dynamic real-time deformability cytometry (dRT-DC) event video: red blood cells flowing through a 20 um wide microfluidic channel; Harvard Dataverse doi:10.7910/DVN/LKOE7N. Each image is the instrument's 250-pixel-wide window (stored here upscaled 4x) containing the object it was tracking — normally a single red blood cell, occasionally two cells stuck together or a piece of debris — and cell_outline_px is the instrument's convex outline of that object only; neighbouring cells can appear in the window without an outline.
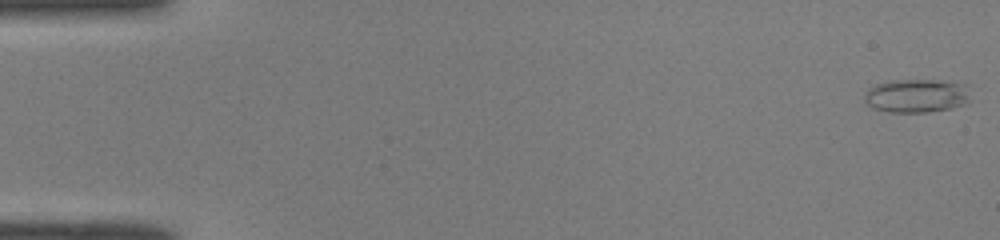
{"species": "common noctule bat (a hibernating species)", "species_latin": "Nyctalus noctula", "temperature_condition": "room temperature", "stored_images_in_passage": 50, "camera_frame_rate_fps": 3000, "um_per_image_px": 0.085, "animal": {"sex": "male", "body_mass_g": 19.0, "forearm_length_mm": 50.8}, "frame": {"image": 1, "passage_image": 1, "time_ms": 0.0, "image_size_px": [1000, 240], "cell_outline_px": [[968, 104], [952, 108], [928, 112], [888, 112], [872, 108], [864, 100], [864, 96], [868, 88], [876, 84], [888, 80], [956, 80], [968, 84]], "centroid_in_image_um": [77.95, 8.12], "position_along_channel_um": 7.1, "area_um2": 21.27}}
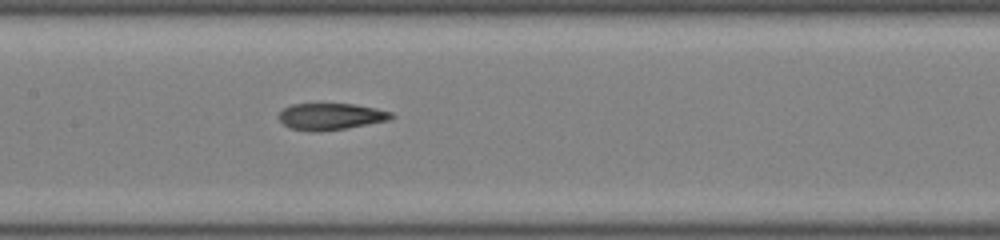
{"frame": {"image": 2, "passage_image": 25, "time_ms": 8.0, "image_size_px": [1000, 240], "cell_outline_px": [[396, 116], [388, 120], [344, 128], [320, 132], [312, 132], [288, 128], [276, 116], [284, 108], [292, 104], [352, 104], [376, 108], [392, 112]], "centroid_in_image_um": [28.08, 9.9], "position_along_channel_um": 179.3, "area_um2": 17.46}}
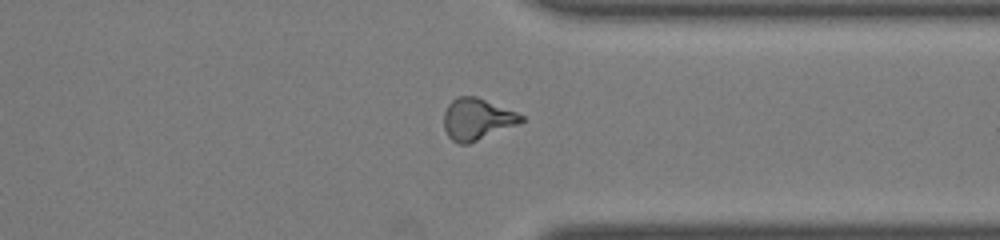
{"frame": {"image": 3, "passage_image": 39, "time_ms": 12.667, "image_size_px": [1000, 240], "cell_outline_px": [[524, 120], [520, 124], [468, 144], [460, 144], [452, 140], [448, 136], [444, 128], [444, 112], [448, 104], [456, 96], [476, 96], [516, 112], [524, 116]], "centroid_in_image_um": [40.54, 10.13], "position_along_channel_um": 370.9, "area_um2": 18.79}, "authors_computed_cell_mechanics": {"area_um2": 18.3515, "velocity_mm_per_s": 4.1197, "shape_relaxation_time_tau1_ms": 8.783, "shape_relaxation_time_tau2_ms": 3.0166, "deformation_change_tau1": 0.2509, "deformation_change_tau2": 0.1138}}